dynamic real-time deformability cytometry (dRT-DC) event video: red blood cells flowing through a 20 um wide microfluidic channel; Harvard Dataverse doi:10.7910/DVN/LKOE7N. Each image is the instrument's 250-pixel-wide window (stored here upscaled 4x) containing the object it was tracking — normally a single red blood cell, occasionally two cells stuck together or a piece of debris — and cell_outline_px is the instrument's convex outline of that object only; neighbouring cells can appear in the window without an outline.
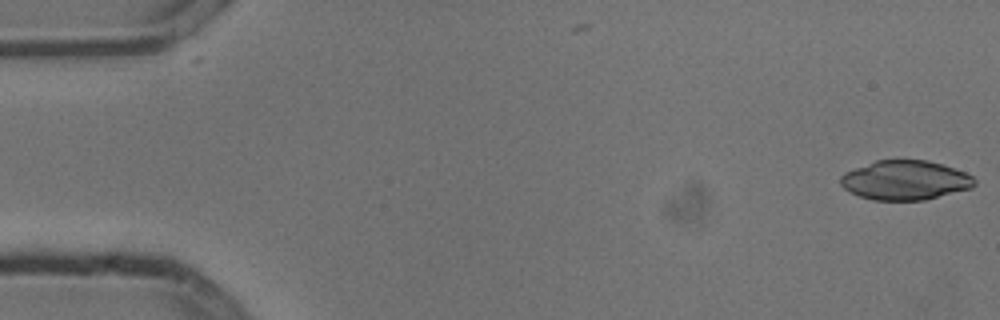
{"species": "common noctule bat (a hibernating species)", "species_latin": "Nyctalus noctula", "temperature_condition": "cold", "stored_images_in_passage": 5, "camera_frame_rate_fps": 3000, "um_per_image_px": 0.085, "animal": {"sex": "male", "body_mass_g": 13.3}, "frame": {"image": 1, "passage_image": 1, "time_ms": 0.0, "image_size_px": [1000, 320], "cell_outline_px": [[976, 184], [972, 188], [924, 200], [872, 200], [860, 196], [844, 188], [840, 184], [840, 176], [844, 172], [876, 160], [928, 160], [964, 172], [972, 176], [976, 180]], "centroid_in_image_um": [76.93, 15.32], "position_along_channel_um": 8.1, "area_um2": 30.63}}